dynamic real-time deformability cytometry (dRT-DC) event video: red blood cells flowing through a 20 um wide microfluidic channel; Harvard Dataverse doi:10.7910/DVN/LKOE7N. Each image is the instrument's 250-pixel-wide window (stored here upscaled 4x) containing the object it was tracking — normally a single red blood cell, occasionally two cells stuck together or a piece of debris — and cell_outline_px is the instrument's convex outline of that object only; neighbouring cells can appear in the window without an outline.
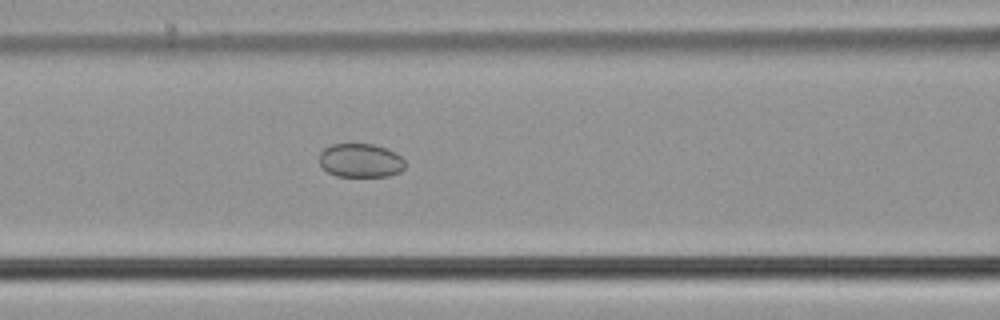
{"species": "common noctule bat (a hibernating species)", "species_latin": "Nyctalus noctula", "temperature_condition": "cold", "stored_images_in_passage": 48, "camera_frame_rate_fps": 3000, "um_per_image_px": 0.085, "animal": {"sex": "male", "body_mass_g": 21.5, "forearm_length_mm": 52.0}, "frame": {"image": 1, "passage_image": 17, "time_ms": 5.333, "image_size_px": [1000, 320], "cell_outline_px": [[404, 168], [400, 172], [388, 176], [336, 176], [328, 172], [320, 164], [320, 152], [324, 148], [332, 144], [372, 144], [396, 152], [404, 160]], "centroid_in_image_um": [30.64, 13.64], "position_along_channel_um": 136.0, "area_um2": 16.82}}
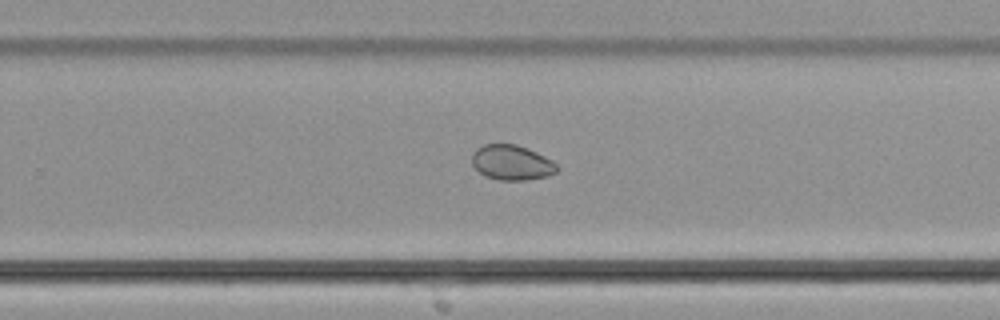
{"frame": {"image": 2, "passage_image": 29, "time_ms": 9.333, "image_size_px": [1000, 320], "cell_outline_px": [[556, 172], [548, 176], [524, 180], [500, 180], [488, 176], [480, 172], [472, 164], [472, 152], [476, 148], [484, 144], [516, 144], [528, 148], [552, 160], [556, 164]], "centroid_in_image_um": [43.48, 13.8], "position_along_channel_um": 286.3, "area_um2": 17.22}}
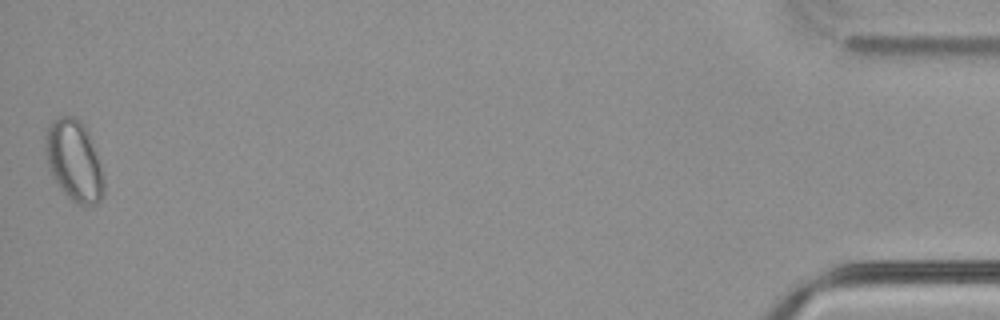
{"frame": {"image": 3, "passage_image": 48, "time_ms": 15.667, "image_size_px": [1000, 320], "cell_outline_px": [[104, 196], [96, 204], [76, 204], [60, 188], [52, 176], [48, 168], [44, 148], [44, 136], [48, 124], [52, 120], [60, 116], [72, 116], [80, 120], [84, 124], [88, 132], [104, 180]], "centroid_in_image_um": [6.25, 13.64], "position_along_channel_um": 428.9, "area_um2": 27.51}, "authors_computed_cell_mechanics": {"area_um2": 20.4034, "velocity_mm_per_s": 3.7654, "shape_relaxation_time_tau1_ms": null, "shape_relaxation_time_tau2_ms": 4.3776, "deformation_change_tau1": null, "deformation_change_tau2": 0.0461}}